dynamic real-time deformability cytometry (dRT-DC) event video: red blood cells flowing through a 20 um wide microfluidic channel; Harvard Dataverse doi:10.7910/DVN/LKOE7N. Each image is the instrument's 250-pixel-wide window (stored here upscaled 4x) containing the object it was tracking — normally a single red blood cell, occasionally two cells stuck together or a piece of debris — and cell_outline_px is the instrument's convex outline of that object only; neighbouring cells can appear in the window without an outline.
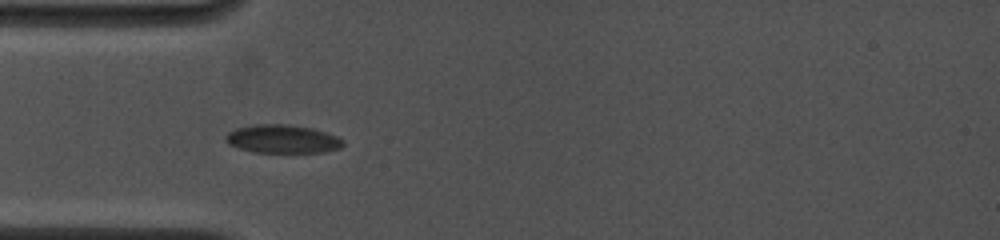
{"species": "common noctule bat (a hibernating species)", "species_latin": "Nyctalus noctula", "temperature_condition": "cold", "stored_images_in_passage": 4, "camera_frame_rate_fps": 4500, "um_per_image_px": 0.085, "animal": {"sex": "female", "body_mass_g": 19.0, "forearm_length_mm": 53.3}, "frame": {"image": 1, "passage_image": 3, "time_ms": 1.778, "image_size_px": [1000, 240], "cell_outline_px": [[344, 144], [340, 148], [324, 152], [256, 152], [240, 148], [228, 144], [224, 140], [224, 136], [228, 132], [236, 128], [256, 124], [288, 124], [312, 128], [336, 136], [344, 140]], "centroid_in_image_um": [23.99, 11.81], "position_along_channel_um": 61.0, "area_um2": 19.36}}
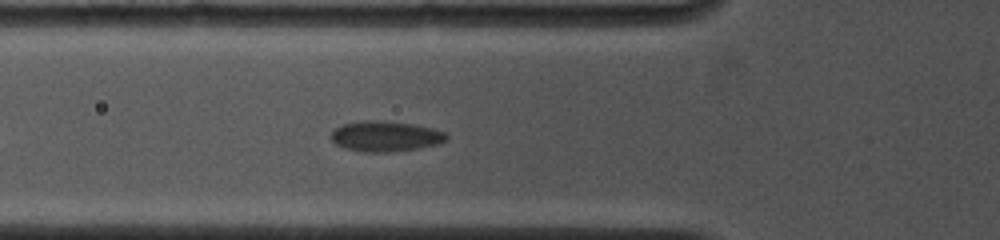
{"frame": {"image": 2, "passage_image": 4, "time_ms": 2.667, "image_size_px": [1000, 240], "cell_outline_px": [[448, 140], [440, 144], [420, 148], [388, 152], [360, 152], [344, 148], [336, 144], [332, 140], [332, 132], [336, 128], [344, 124], [368, 120], [380, 120], [412, 124], [432, 128], [444, 132], [448, 136]], "centroid_in_image_um": [32.8, 11.6], "position_along_channel_um": 93.0, "area_um2": 20.46}}